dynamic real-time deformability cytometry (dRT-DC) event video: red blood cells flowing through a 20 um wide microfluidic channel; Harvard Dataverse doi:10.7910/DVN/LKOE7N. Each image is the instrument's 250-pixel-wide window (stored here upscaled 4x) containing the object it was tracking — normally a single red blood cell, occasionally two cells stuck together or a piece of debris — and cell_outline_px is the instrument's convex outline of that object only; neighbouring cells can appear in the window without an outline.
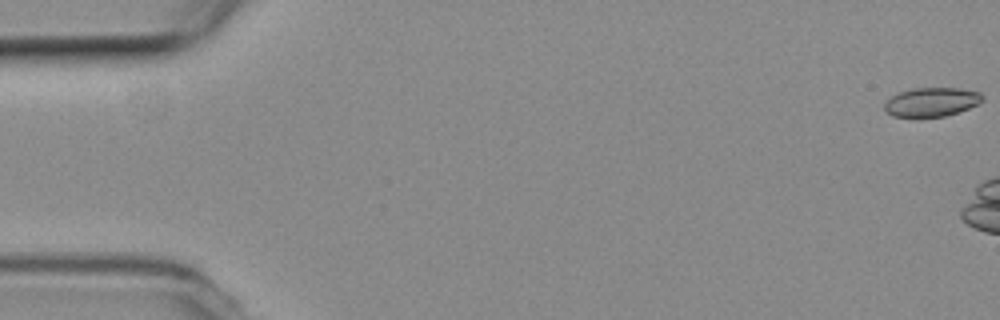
{"species": "common noctule bat (a hibernating species)", "species_latin": "Nyctalus noctula", "temperature_condition": "room temperature", "stored_images_in_passage": 10, "camera_frame_rate_fps": 3000, "um_per_image_px": 0.085, "animal": {"sex": "female", "body_mass_g": 19.3, "forearm_length_mm": 54.1}, "frame": {"image": 1, "passage_image": 1, "time_ms": 0.0, "image_size_px": [1000, 320], "cell_outline_px": [[984, 100], [968, 108], [944, 116], [892, 116], [884, 108], [884, 104], [892, 96], [900, 92], [916, 88], [960, 88], [980, 92], [984, 96]], "centroid_in_image_um": [79.21, 8.65], "position_along_channel_um": 5.8, "area_um2": 16.18}}